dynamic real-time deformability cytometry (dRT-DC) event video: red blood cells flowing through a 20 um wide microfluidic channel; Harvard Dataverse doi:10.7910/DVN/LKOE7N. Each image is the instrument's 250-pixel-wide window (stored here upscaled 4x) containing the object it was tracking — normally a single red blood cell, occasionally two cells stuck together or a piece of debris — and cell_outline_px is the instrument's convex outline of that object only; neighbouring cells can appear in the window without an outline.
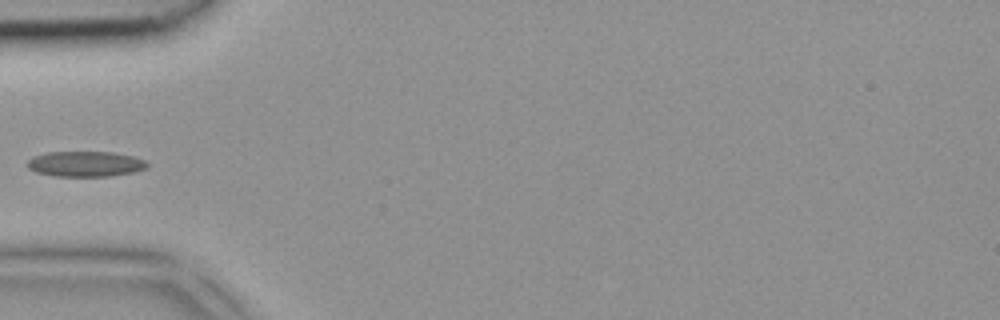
{"species": "common noctule bat (a hibernating species)", "species_latin": "Nyctalus noctula", "temperature_condition": "room temperature", "stored_images_in_passage": 4, "camera_frame_rate_fps": 3000, "um_per_image_px": 0.085, "animal": {"sex": "female", "body_mass_g": 18.4}, "frame": {"image": 1, "passage_image": 4, "time_ms": 1.0, "image_size_px": [1000, 320], "cell_outline_px": [[148, 168], [132, 172], [112, 176], [56, 176], [36, 172], [28, 168], [28, 160], [32, 156], [48, 152], [112, 152], [136, 156], [144, 160], [148, 164]], "centroid_in_image_um": [7.28, 13.93], "position_along_channel_um": 77.7, "area_um2": 17.8}}